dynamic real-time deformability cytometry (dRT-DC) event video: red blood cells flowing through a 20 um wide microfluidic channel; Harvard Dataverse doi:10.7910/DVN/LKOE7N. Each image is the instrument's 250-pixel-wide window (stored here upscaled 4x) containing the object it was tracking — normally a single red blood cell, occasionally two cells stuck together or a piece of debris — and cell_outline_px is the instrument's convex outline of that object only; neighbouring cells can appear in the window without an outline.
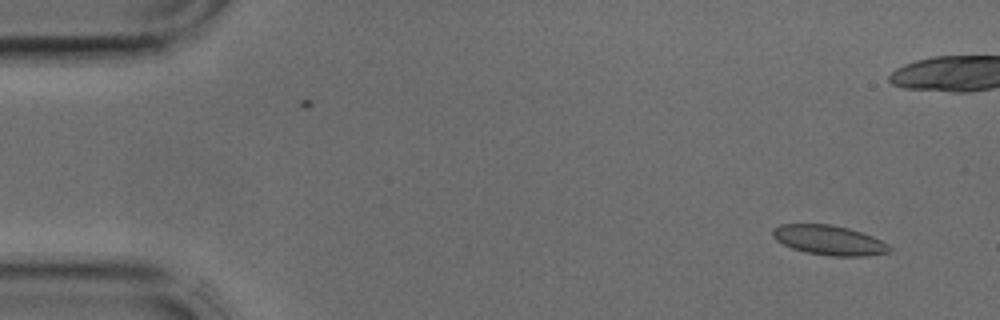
{"species": "common noctule bat (a hibernating species)", "species_latin": "Nyctalus noctula", "temperature_condition": "cold", "stored_images_in_passage": 2, "camera_frame_rate_fps": 3000, "um_per_image_px": 0.085, "animal": {"sex": "male", "body_mass_g": 17.9, "forearm_length_mm": 54.2}, "frame": {"image": 1, "passage_image": 2, "time_ms": 0.333, "image_size_px": [1000, 320], "cell_outline_px": [[892, 252], [864, 256], [832, 256], [808, 252], [792, 248], [776, 240], [772, 236], [772, 228], [780, 224], [832, 224], [848, 228], [872, 236], [888, 244], [892, 248]], "centroid_in_image_um": [70.47, 20.41], "position_along_channel_um": 14.5, "area_um2": 20.17}}